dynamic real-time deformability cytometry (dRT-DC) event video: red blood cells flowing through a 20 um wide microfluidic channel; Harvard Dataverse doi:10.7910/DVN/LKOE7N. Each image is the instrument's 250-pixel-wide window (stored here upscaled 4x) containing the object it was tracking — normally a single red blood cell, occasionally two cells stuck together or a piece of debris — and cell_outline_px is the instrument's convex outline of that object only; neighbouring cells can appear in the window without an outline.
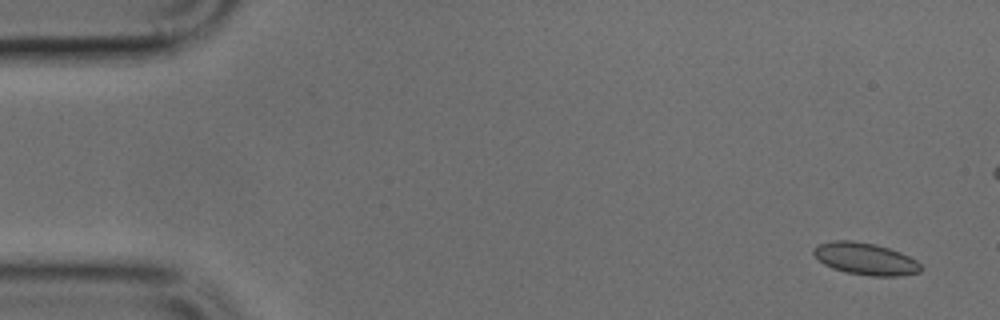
{"species": "common noctule bat (a hibernating species)", "species_latin": "Nyctalus noctula", "temperature_condition": "cold", "stored_images_in_passage": 51, "camera_frame_rate_fps": 3000, "um_per_image_px": 0.085, "animal": {"sex": "male", "body_mass_g": 17.9, "forearm_length_mm": 54.2}, "frame": {"image": 1, "passage_image": 3, "time_ms": 0.667, "image_size_px": [1000, 320], "cell_outline_px": [[920, 272], [900, 276], [872, 276], [848, 272], [832, 268], [824, 264], [812, 252], [812, 248], [820, 244], [832, 240], [852, 240], [876, 244], [900, 252], [916, 260], [920, 264]], "centroid_in_image_um": [73.55, 21.99], "position_along_channel_um": 11.5, "area_um2": 19.88}}
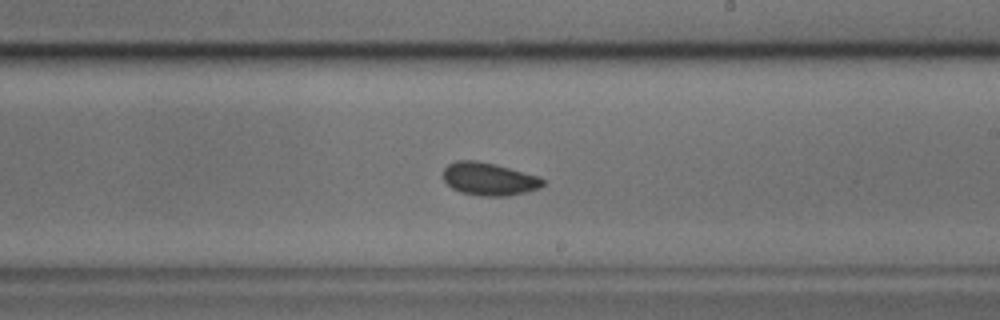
{"frame": {"image": 2, "passage_image": 29, "time_ms": 9.333, "image_size_px": [1000, 320], "cell_outline_px": [[544, 184], [540, 188], [508, 196], [480, 196], [460, 192], [452, 188], [444, 180], [444, 168], [448, 164], [456, 160], [476, 160], [496, 164], [536, 176], [544, 180]], "centroid_in_image_um": [41.53, 15.21], "position_along_channel_um": 247.5, "area_um2": 18.96}}
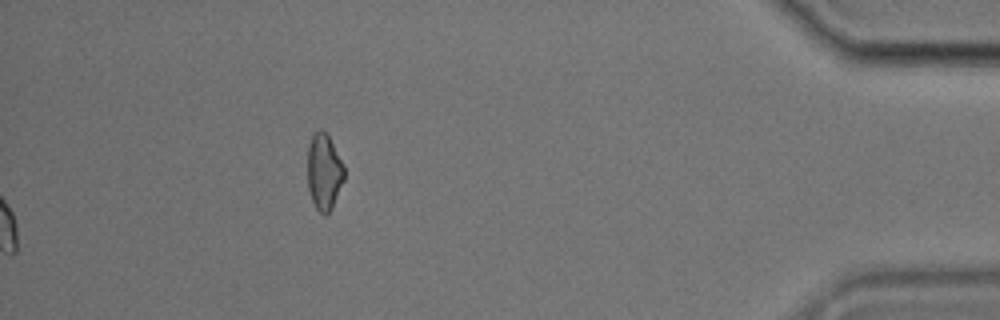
{"frame": {"image": 3, "passage_image": 51, "time_ms": 16.667, "image_size_px": [1000, 320], "cell_outline_px": [[344, 180], [332, 208], [324, 216], [316, 208], [312, 200], [308, 188], [308, 144], [312, 136], [320, 128], [328, 136], [344, 168]], "centroid_in_image_um": [27.53, 14.64], "position_along_channel_um": 407.7, "area_um2": 15.95}}